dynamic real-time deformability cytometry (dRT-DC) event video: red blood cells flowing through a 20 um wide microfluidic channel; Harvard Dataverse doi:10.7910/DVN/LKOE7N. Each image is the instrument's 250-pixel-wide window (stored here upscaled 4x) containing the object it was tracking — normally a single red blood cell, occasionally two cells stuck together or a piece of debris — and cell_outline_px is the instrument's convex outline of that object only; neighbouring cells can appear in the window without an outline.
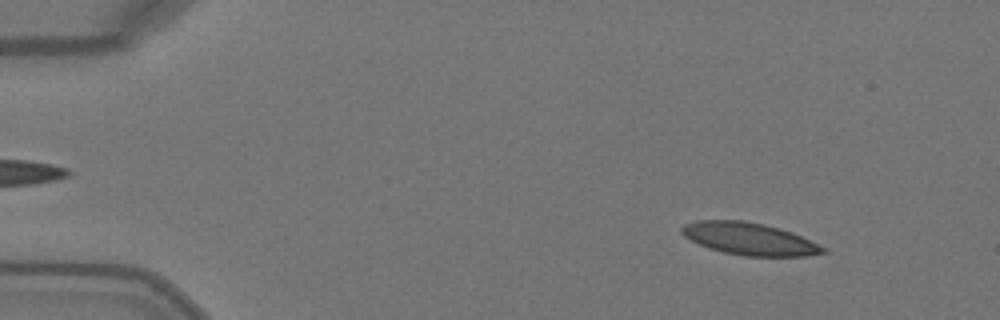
{"species": "Egyptian fruit bat (a non-hibernating species)", "species_latin": "Rousettus aegyptiacus", "temperature_condition": "warm", "stored_images_in_passage": 49, "camera_frame_rate_fps": 3000, "um_per_image_px": 0.085, "animal": {"sex": "female"}, "frame": {"image": 1, "passage_image": 5, "time_ms": 1.333, "image_size_px": [1000, 320], "cell_outline_px": [[828, 252], [808, 256], [744, 256], [724, 252], [700, 244], [684, 236], [680, 232], [680, 228], [684, 224], [696, 220], [744, 220], [764, 224], [792, 232], [824, 248]], "centroid_in_image_um": [63.66, 20.29], "position_along_channel_um": 21.3, "area_um2": 26.3}}
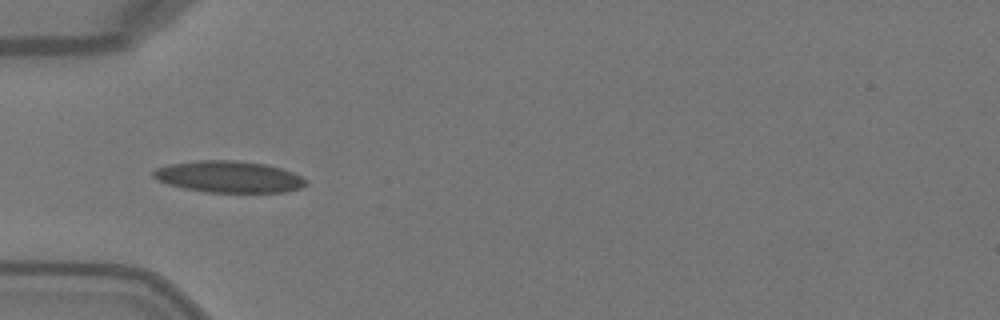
{"frame": {"image": 2, "passage_image": 15, "time_ms": 4.667, "image_size_px": [1000, 320], "cell_outline_px": [[308, 184], [300, 188], [284, 192], [208, 192], [184, 188], [168, 184], [156, 180], [152, 176], [152, 172], [156, 168], [168, 164], [196, 160], [236, 160], [264, 164], [280, 168], [292, 172], [308, 180]], "centroid_in_image_um": [19.43, 15.02], "position_along_channel_um": 65.6, "area_um2": 28.15}}
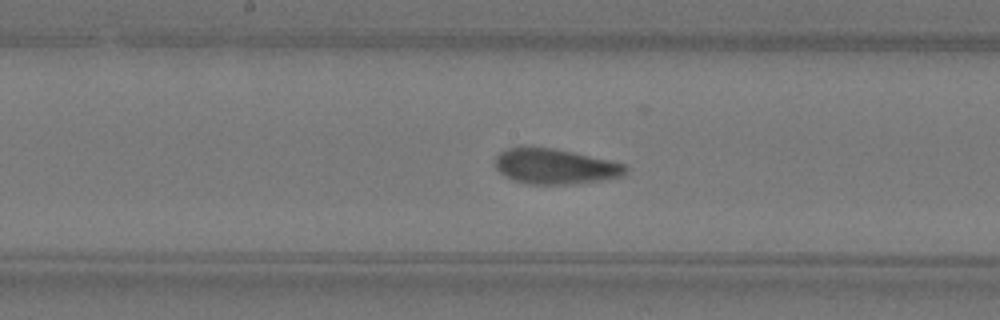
{"frame": {"image": 3, "passage_image": 25, "time_ms": 8.0, "image_size_px": [1000, 320], "cell_outline_px": [[628, 172], [620, 176], [600, 180], [568, 184], [528, 184], [512, 180], [504, 176], [496, 168], [496, 156], [500, 152], [508, 148], [556, 148], [608, 160], [624, 164], [628, 168]], "centroid_in_image_um": [47.17, 14.15], "position_along_channel_um": 201.0, "area_um2": 26.47}, "authors_computed_cell_mechanics": {"area_um2": 26.877, "velocity_mm_per_s": 4.0827, "shape_relaxation_time_tau1_ms": 7.5949, "shape_relaxation_time_tau2_ms": 0.9435, "deformation_change_tau1": 0.214, "deformation_change_tau2": 0.068}}